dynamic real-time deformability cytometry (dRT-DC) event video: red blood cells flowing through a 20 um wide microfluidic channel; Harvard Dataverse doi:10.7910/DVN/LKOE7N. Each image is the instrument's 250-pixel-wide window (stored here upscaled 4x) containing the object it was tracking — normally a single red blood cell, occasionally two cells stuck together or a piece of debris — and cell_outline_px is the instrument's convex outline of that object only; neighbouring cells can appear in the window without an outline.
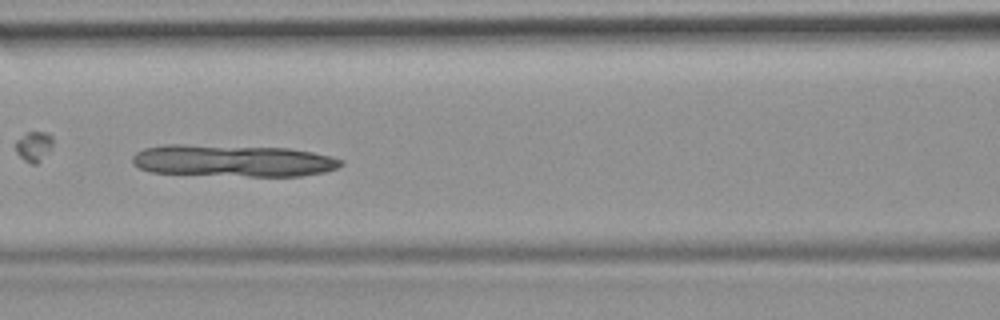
{"species": "common noctule bat (a hibernating species)", "species_latin": "Nyctalus noctula", "temperature_condition": "room temperature", "stored_images_in_passage": 50, "camera_frame_rate_fps": 3000, "um_per_image_px": 0.085, "animal": {"sex": "female", "body_mass_g": 19.9}, "frame": {"image": 1, "passage_image": 22, "time_ms": 7.0, "image_size_px": [1000, 320], "cell_outline_px": [[344, 164], [336, 168], [324, 172], [300, 176], [248, 176], [152, 172], [140, 168], [132, 164], [132, 156], [136, 152], [144, 148], [164, 144], [180, 144], [288, 148], [312, 152], [332, 156], [344, 160]], "centroid_in_image_um": [19.81, 13.65], "position_along_channel_um": 146.8, "area_um2": 38.9}}